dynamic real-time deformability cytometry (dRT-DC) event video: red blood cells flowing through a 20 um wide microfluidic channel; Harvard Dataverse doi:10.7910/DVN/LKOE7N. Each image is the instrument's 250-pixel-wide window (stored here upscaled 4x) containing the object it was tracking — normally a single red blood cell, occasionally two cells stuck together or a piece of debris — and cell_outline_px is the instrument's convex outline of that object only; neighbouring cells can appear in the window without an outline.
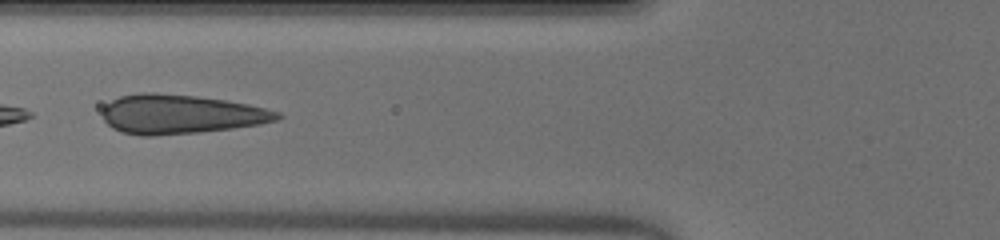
{"species": "human", "species_latin": "Homo sapiens", "temperature_condition": "warm", "stored_images_in_passage": 36, "camera_frame_rate_fps": 3000, "um_per_image_px": 0.085, "donor": {"sex": "male"}, "frame": {"image": 1, "passage_image": 10, "time_ms": 3.0, "image_size_px": [1000, 240], "cell_outline_px": [[284, 116], [276, 120], [260, 124], [232, 128], [196, 132], [152, 136], [140, 136], [120, 132], [112, 128], [104, 120], [104, 108], [112, 100], [120, 96], [140, 92], [156, 92], [196, 96], [224, 100], [248, 104], [280, 112]], "centroid_in_image_um": [15.34, 9.71], "position_along_channel_um": 110.5, "area_um2": 39.82}}
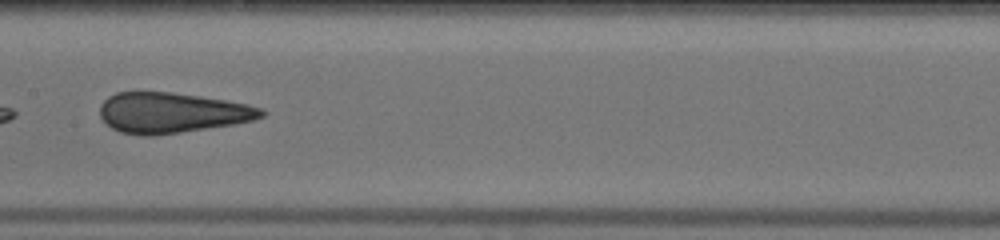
{"frame": {"image": 2, "passage_image": 16, "time_ms": 5.0, "image_size_px": [1000, 240], "cell_outline_px": [[268, 112], [264, 116], [252, 120], [232, 124], [180, 132], [152, 136], [144, 136], [120, 132], [112, 128], [100, 116], [100, 104], [108, 96], [116, 92], [172, 92], [200, 96], [248, 104], [264, 108]], "centroid_in_image_um": [14.61, 9.57], "position_along_channel_um": 192.8, "area_um2": 37.97}}
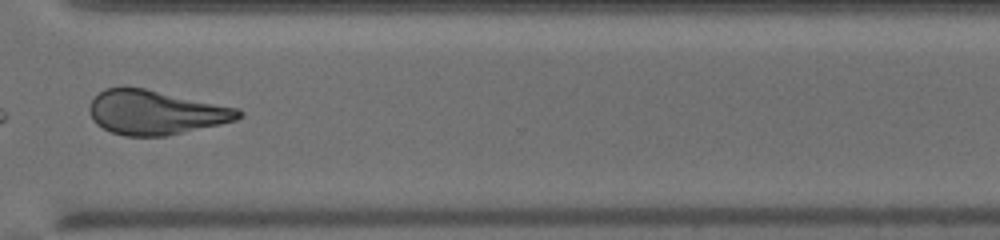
{"frame": {"image": 3, "passage_image": 28, "time_ms": 9.0, "image_size_px": [1000, 240], "cell_outline_px": [[244, 116], [236, 120], [220, 124], [168, 136], [124, 136], [112, 132], [96, 124], [88, 112], [88, 108], [92, 100], [104, 88], [144, 88], [240, 108], [244, 112]], "centroid_in_image_um": [13.26, 9.57], "position_along_channel_um": 357.3, "area_um2": 38.49}, "authors_computed_cell_mechanics": {"area_um2": 39.3618, "velocity_mm_per_s": 4.1167, "shape_relaxation_time_tau1_ms": 7.6089, "shape_relaxation_time_tau2_ms": 0.4482, "deformation_change_tau1": 0.1389, "deformation_change_tau2": 0.0338}}